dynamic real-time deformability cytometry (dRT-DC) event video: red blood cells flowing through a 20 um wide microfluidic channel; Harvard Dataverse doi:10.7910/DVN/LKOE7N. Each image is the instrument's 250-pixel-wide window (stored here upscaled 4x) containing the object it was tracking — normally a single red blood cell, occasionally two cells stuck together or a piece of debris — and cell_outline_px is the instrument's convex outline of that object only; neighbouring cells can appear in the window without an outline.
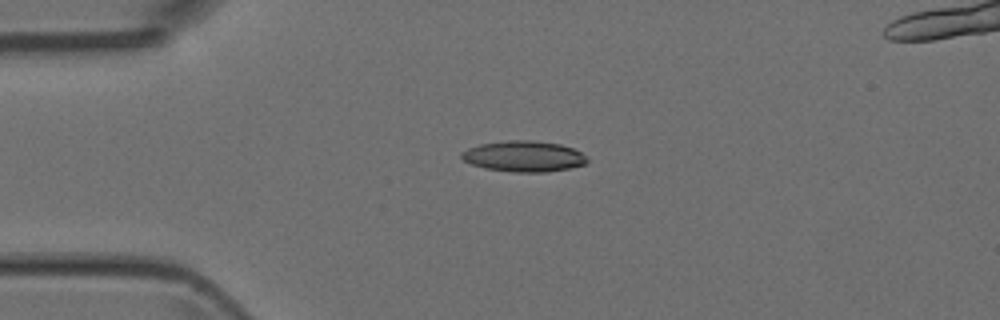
{"species": "Egyptian fruit bat (a non-hibernating species)", "species_latin": "Rousettus aegyptiacus", "temperature_condition": "room temperature", "stored_images_in_passage": 5, "camera_frame_rate_fps": 3000, "um_per_image_px": 0.085, "animal": {"sex": "female"}, "frame": {"image": 1, "passage_image": 3, "time_ms": 2.333, "image_size_px": [1000, 320], "cell_outline_px": [[588, 160], [584, 164], [568, 168], [544, 172], [516, 172], [484, 168], [472, 164], [464, 160], [460, 156], [460, 152], [468, 148], [480, 144], [504, 140], [532, 140], [560, 144], [572, 148], [580, 152]], "centroid_in_image_um": [44.48, 13.27], "position_along_channel_um": 40.5, "area_um2": 22.43}}